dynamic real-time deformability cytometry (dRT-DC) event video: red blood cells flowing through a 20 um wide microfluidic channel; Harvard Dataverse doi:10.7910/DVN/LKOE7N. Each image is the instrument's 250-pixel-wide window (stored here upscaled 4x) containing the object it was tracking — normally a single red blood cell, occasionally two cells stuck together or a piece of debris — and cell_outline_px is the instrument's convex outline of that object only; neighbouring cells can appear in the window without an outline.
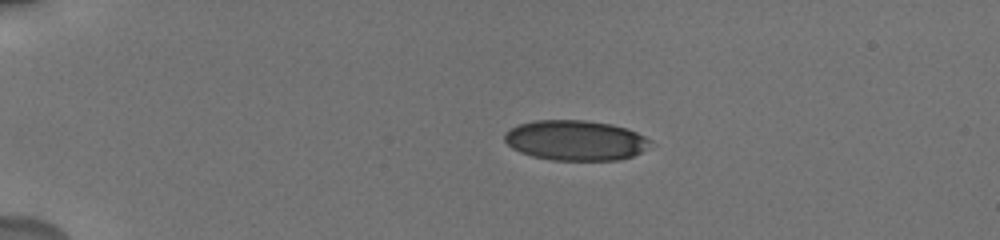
{"species": "human", "species_latin": "Homo sapiens", "temperature_condition": "cold", "stored_images_in_passage": 49, "camera_frame_rate_fps": 3000, "um_per_image_px": 0.085, "donor": {"sex": "male"}, "frame": {"image": 1, "passage_image": 1, "time_ms": 0.0, "image_size_px": [1000, 240], "cell_outline_px": [[652, 140], [648, 148], [632, 156], [616, 160], [552, 160], [532, 156], [520, 152], [512, 148], [504, 140], [504, 132], [520, 124], [532, 120], [584, 120], [612, 124], [628, 128]], "centroid_in_image_um": [48.92, 11.92], "position_along_channel_um": 36.1, "area_um2": 34.22}}
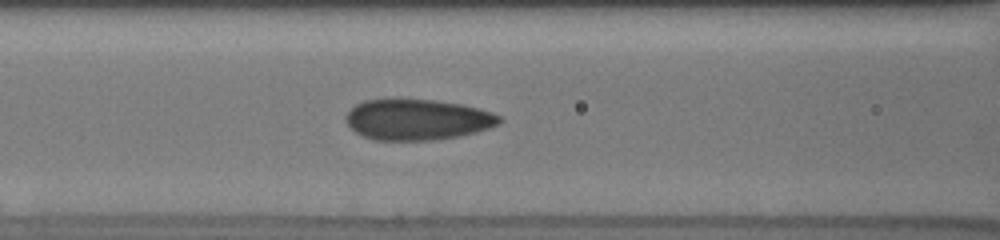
{"frame": {"image": 2, "passage_image": 24, "time_ms": 4.333, "image_size_px": [1000, 240], "cell_outline_px": [[500, 124], [476, 132], [436, 140], [376, 140], [364, 136], [356, 132], [348, 124], [344, 116], [356, 104], [364, 100], [436, 100], [460, 104], [492, 112], [500, 116]], "centroid_in_image_um": [35.47, 10.17], "position_along_channel_um": 131.1, "area_um2": 36.07}}
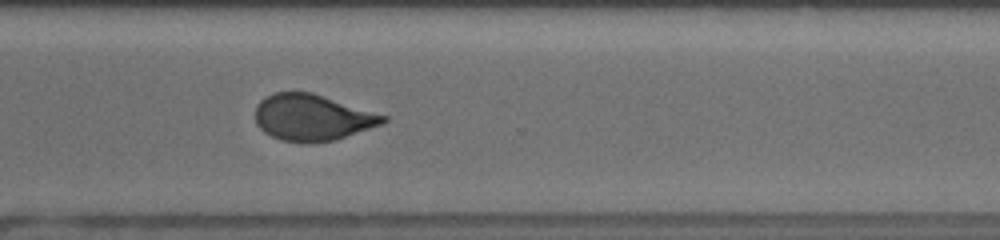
{"frame": {"image": 3, "passage_image": 44, "time_ms": 10.0, "image_size_px": [1000, 240], "cell_outline_px": [[388, 120], [384, 124], [336, 140], [308, 144], [304, 144], [280, 140], [264, 132], [256, 124], [256, 104], [260, 100], [276, 92], [312, 92], [388, 116]], "centroid_in_image_um": [26.57, 10.01], "position_along_channel_um": 344.0, "area_um2": 34.85}, "authors_computed_cell_mechanics": {"area_um2": 36.5296, "velocity_mm_per_s": 3.7646, "shape_relaxation_time_tau1_ms": 9.1731, "shape_relaxation_time_tau2_ms": 0.9589, "deformation_change_tau1": 0.2022, "deformation_change_tau2": 0.0571}}